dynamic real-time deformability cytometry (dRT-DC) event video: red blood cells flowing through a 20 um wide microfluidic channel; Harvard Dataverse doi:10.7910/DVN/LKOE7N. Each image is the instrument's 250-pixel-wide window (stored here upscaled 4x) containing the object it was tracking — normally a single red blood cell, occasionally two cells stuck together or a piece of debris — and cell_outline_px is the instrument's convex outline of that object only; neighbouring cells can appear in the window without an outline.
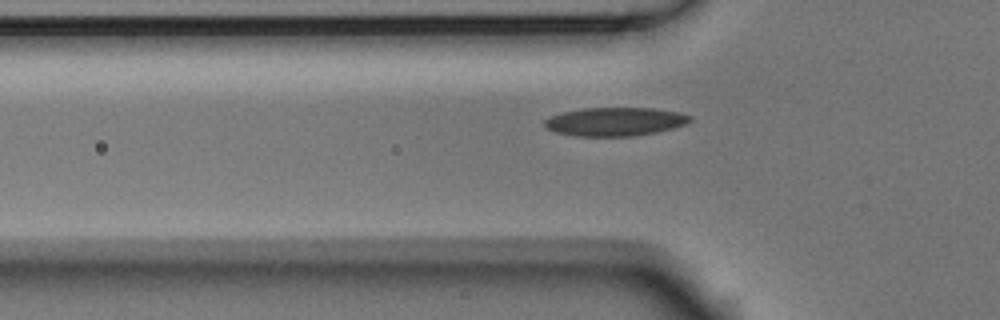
{"species": "Egyptian fruit bat (a non-hibernating species)", "species_latin": "Rousettus aegyptiacus", "temperature_condition": "room temperature", "stored_images_in_passage": 37, "camera_frame_rate_fps": 3000, "um_per_image_px": 0.085, "animal": {"sex": "male"}, "frame": {"image": 1, "passage_image": 7, "time_ms": 2.0, "image_size_px": [1000, 320], "cell_outline_px": [[692, 120], [684, 124], [672, 128], [656, 132], [632, 136], [576, 136], [556, 132], [548, 128], [544, 124], [544, 120], [552, 116], [564, 112], [580, 108], [652, 108], [680, 112], [692, 116]], "centroid_in_image_um": [52.3, 10.33], "position_along_channel_um": 73.5, "area_um2": 24.04}}
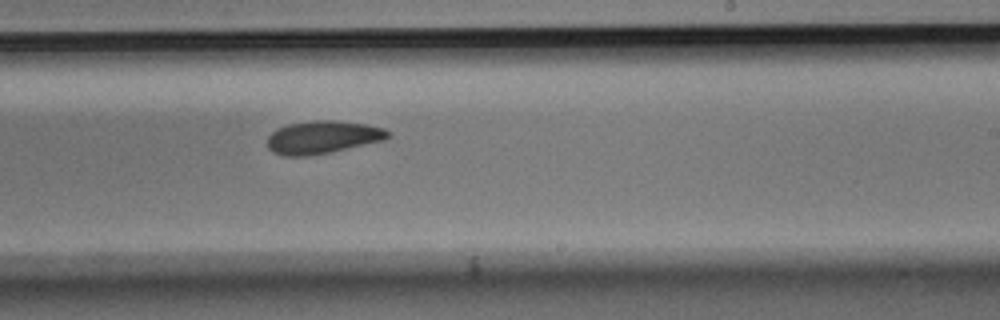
{"frame": {"image": 2, "passage_image": 22, "time_ms": 7.0, "image_size_px": [1000, 320], "cell_outline_px": [[392, 136], [384, 140], [328, 152], [308, 156], [284, 156], [272, 152], [268, 148], [268, 136], [276, 128], [288, 124], [312, 120], [332, 120], [368, 124], [384, 128], [392, 132]], "centroid_in_image_um": [27.43, 11.65], "position_along_channel_um": 261.6, "area_um2": 23.18}}
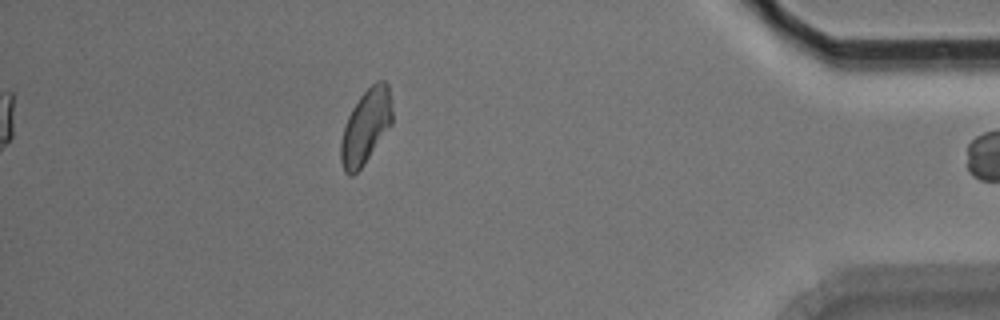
{"frame": {"image": 3, "passage_image": 37, "time_ms": 12.0, "image_size_px": [1000, 320], "cell_outline_px": [[392, 124], [360, 168], [352, 176], [348, 176], [344, 172], [340, 160], [340, 144], [344, 128], [348, 116], [352, 108], [360, 96], [376, 80], [384, 80], [388, 84], [392, 108]], "centroid_in_image_um": [31.08, 10.75], "position_along_channel_um": 404.1, "area_um2": 22.08}, "authors_computed_cell_mechanics": {"area_um2": 23.12, "velocity_mm_per_s": 3.7473, "shape_relaxation_time_tau1_ms": 5.6859, "shape_relaxation_time_tau2_ms": 10.7285, "deformation_change_tau1": 0.1277, "deformation_change_tau2": 0.1518}}